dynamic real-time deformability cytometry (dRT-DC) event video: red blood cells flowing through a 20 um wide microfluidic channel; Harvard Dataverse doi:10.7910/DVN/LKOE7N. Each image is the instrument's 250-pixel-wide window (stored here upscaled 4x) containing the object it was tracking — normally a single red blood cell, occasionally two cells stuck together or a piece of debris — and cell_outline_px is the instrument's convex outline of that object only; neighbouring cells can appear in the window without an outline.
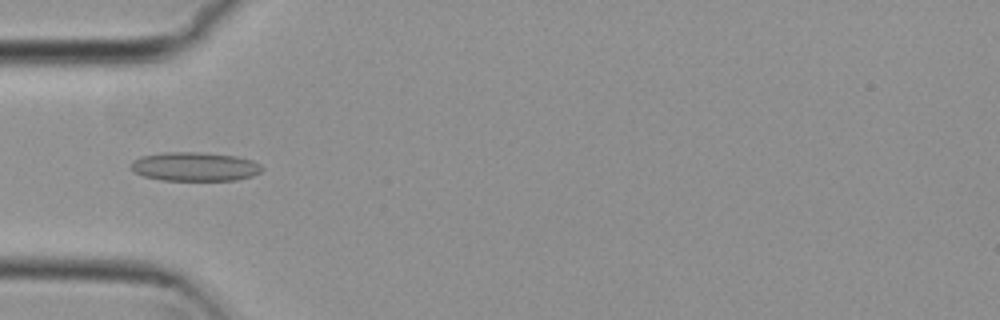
{"species": "common noctule bat (a hibernating species)", "species_latin": "Nyctalus noctula", "temperature_condition": "cold", "stored_images_in_passage": 15, "camera_frame_rate_fps": 3000, "um_per_image_px": 0.085, "animal": {"sex": "female", "body_mass_g": 29.2, "forearm_length_mm": 56.3}, "frame": {"image": 1, "passage_image": 8, "time_ms": 2.333, "image_size_px": [1000, 320], "cell_outline_px": [[264, 168], [260, 172], [252, 176], [236, 180], [160, 180], [144, 176], [136, 172], [132, 168], [132, 160], [140, 156], [164, 152], [196, 152], [236, 156], [252, 160], [260, 164]], "centroid_in_image_um": [16.57, 14.16], "position_along_channel_um": 68.4, "area_um2": 22.02}}
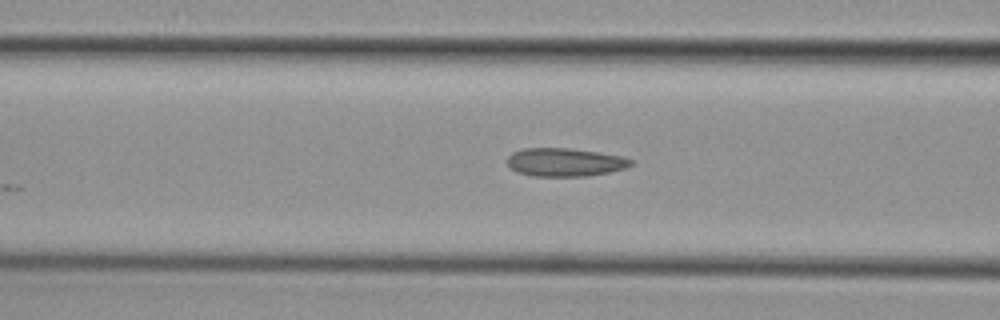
{"frame": {"image": 2, "passage_image": 12, "time_ms": 3.667, "image_size_px": [1000, 320], "cell_outline_px": [[632, 164], [624, 168], [608, 172], [588, 176], [532, 176], [516, 172], [508, 164], [508, 156], [512, 152], [520, 148], [568, 148], [624, 156], [632, 160]], "centroid_in_image_um": [47.99, 13.78], "position_along_channel_um": 118.6, "area_um2": 20.35}}